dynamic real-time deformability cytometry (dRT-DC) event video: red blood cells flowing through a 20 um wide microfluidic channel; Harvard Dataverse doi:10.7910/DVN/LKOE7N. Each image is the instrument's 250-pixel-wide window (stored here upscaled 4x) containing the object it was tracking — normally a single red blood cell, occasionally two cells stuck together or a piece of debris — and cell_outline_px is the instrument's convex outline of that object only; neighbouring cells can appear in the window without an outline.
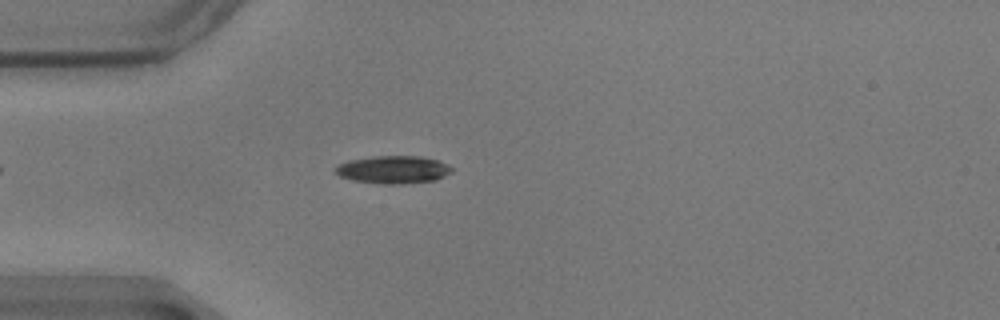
{"species": "common noctule bat (a hibernating species)", "species_latin": "Nyctalus noctula", "temperature_condition": "warm", "stored_images_in_passage": 54, "camera_frame_rate_fps": 3000, "um_per_image_px": 0.085, "animal": {"sex": "male", "body_mass_g": 17.9}, "frame": {"image": 1, "passage_image": 12, "time_ms": 3.667, "image_size_px": [1000, 320], "cell_outline_px": [[452, 172], [436, 180], [400, 184], [380, 184], [352, 180], [340, 176], [336, 172], [336, 168], [340, 164], [348, 160], [372, 156], [420, 156], [436, 160], [448, 164], [452, 168]], "centroid_in_image_um": [33.44, 14.42], "position_along_channel_um": 51.6, "area_um2": 18.79}}
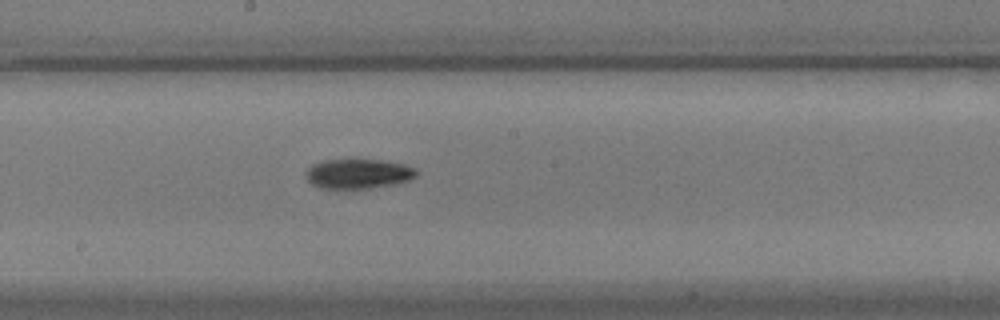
{"frame": {"image": 2, "passage_image": 27, "time_ms": 8.667, "image_size_px": [1000, 320], "cell_outline_px": [[416, 176], [408, 180], [392, 184], [364, 188], [320, 188], [312, 184], [304, 176], [308, 168], [312, 164], [324, 160], [380, 160], [404, 164], [416, 168]], "centroid_in_image_um": [30.41, 14.76], "position_along_channel_um": 217.8, "area_um2": 18.84}}
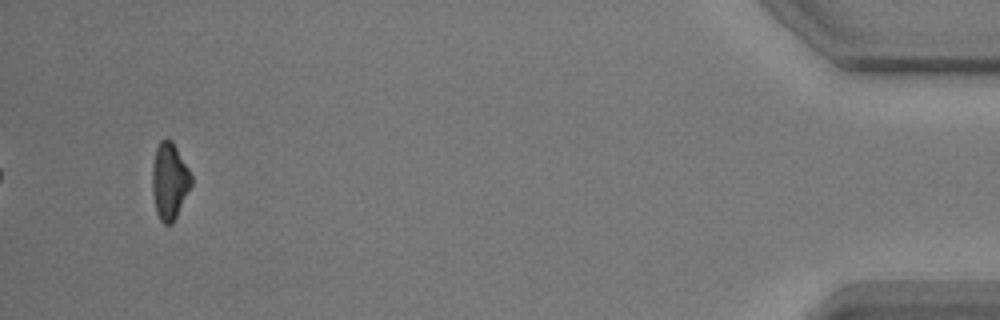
{"frame": {"image": 3, "passage_image": 51, "time_ms": 16.667, "image_size_px": [1000, 320], "cell_outline_px": [[192, 184], [172, 224], [164, 224], [160, 220], [156, 212], [152, 192], [152, 168], [156, 148], [160, 140], [172, 140], [188, 168], [192, 176]], "centroid_in_image_um": [14.4, 15.4], "position_along_channel_um": 420.8, "area_um2": 17.28}, "authors_computed_cell_mechanics": {"area_um2": 18.2359, "velocity_mm_per_s": 3.4973, "shape_relaxation_time_tau1_ms": 3.8355, "shape_relaxation_time_tau2_ms": null, "deformation_change_tau1": 0.1452, "deformation_change_tau2": null}}